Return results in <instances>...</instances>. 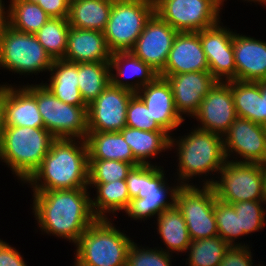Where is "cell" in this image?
<instances>
[{
  "label": "cell",
  "instance_id": "cell-1",
  "mask_svg": "<svg viewBox=\"0 0 266 266\" xmlns=\"http://www.w3.org/2000/svg\"><path fill=\"white\" fill-rule=\"evenodd\" d=\"M87 189L33 191L31 209L42 233L62 237L75 245L97 219Z\"/></svg>",
  "mask_w": 266,
  "mask_h": 266
},
{
  "label": "cell",
  "instance_id": "cell-2",
  "mask_svg": "<svg viewBox=\"0 0 266 266\" xmlns=\"http://www.w3.org/2000/svg\"><path fill=\"white\" fill-rule=\"evenodd\" d=\"M25 183H29L33 191L89 188L86 141L56 138L40 167Z\"/></svg>",
  "mask_w": 266,
  "mask_h": 266
},
{
  "label": "cell",
  "instance_id": "cell-3",
  "mask_svg": "<svg viewBox=\"0 0 266 266\" xmlns=\"http://www.w3.org/2000/svg\"><path fill=\"white\" fill-rule=\"evenodd\" d=\"M165 175L163 166L156 164L132 168L126 178L131 198L125 210L128 217L136 221H145L175 206L177 191L181 184L177 182V185L171 187Z\"/></svg>",
  "mask_w": 266,
  "mask_h": 266
},
{
  "label": "cell",
  "instance_id": "cell-4",
  "mask_svg": "<svg viewBox=\"0 0 266 266\" xmlns=\"http://www.w3.org/2000/svg\"><path fill=\"white\" fill-rule=\"evenodd\" d=\"M174 147L179 160L175 180L181 185H193L189 181L194 176L204 175L206 178L209 174L219 173L226 162L223 136L217 133L192 128L189 134L178 139L171 136L170 151Z\"/></svg>",
  "mask_w": 266,
  "mask_h": 266
},
{
  "label": "cell",
  "instance_id": "cell-5",
  "mask_svg": "<svg viewBox=\"0 0 266 266\" xmlns=\"http://www.w3.org/2000/svg\"><path fill=\"white\" fill-rule=\"evenodd\" d=\"M55 139L45 128L4 127L0 160L25 184L40 167Z\"/></svg>",
  "mask_w": 266,
  "mask_h": 266
},
{
  "label": "cell",
  "instance_id": "cell-6",
  "mask_svg": "<svg viewBox=\"0 0 266 266\" xmlns=\"http://www.w3.org/2000/svg\"><path fill=\"white\" fill-rule=\"evenodd\" d=\"M96 219L77 243L73 266H126L133 240L112 223Z\"/></svg>",
  "mask_w": 266,
  "mask_h": 266
},
{
  "label": "cell",
  "instance_id": "cell-7",
  "mask_svg": "<svg viewBox=\"0 0 266 266\" xmlns=\"http://www.w3.org/2000/svg\"><path fill=\"white\" fill-rule=\"evenodd\" d=\"M218 175L219 180L210 177L201 182L214 188L219 201L228 204L240 201H264L265 164L226 160Z\"/></svg>",
  "mask_w": 266,
  "mask_h": 266
},
{
  "label": "cell",
  "instance_id": "cell-8",
  "mask_svg": "<svg viewBox=\"0 0 266 266\" xmlns=\"http://www.w3.org/2000/svg\"><path fill=\"white\" fill-rule=\"evenodd\" d=\"M23 86L36 98L44 128L55 138L86 139L87 106L60 101L42 83Z\"/></svg>",
  "mask_w": 266,
  "mask_h": 266
},
{
  "label": "cell",
  "instance_id": "cell-9",
  "mask_svg": "<svg viewBox=\"0 0 266 266\" xmlns=\"http://www.w3.org/2000/svg\"><path fill=\"white\" fill-rule=\"evenodd\" d=\"M153 14L152 0H113L103 32L110 52L131 51Z\"/></svg>",
  "mask_w": 266,
  "mask_h": 266
},
{
  "label": "cell",
  "instance_id": "cell-10",
  "mask_svg": "<svg viewBox=\"0 0 266 266\" xmlns=\"http://www.w3.org/2000/svg\"><path fill=\"white\" fill-rule=\"evenodd\" d=\"M53 60L35 34L17 31L6 25L0 30V69L19 75L49 72Z\"/></svg>",
  "mask_w": 266,
  "mask_h": 266
},
{
  "label": "cell",
  "instance_id": "cell-11",
  "mask_svg": "<svg viewBox=\"0 0 266 266\" xmlns=\"http://www.w3.org/2000/svg\"><path fill=\"white\" fill-rule=\"evenodd\" d=\"M181 185L176 206L187 224L191 241L218 236L214 214L216 193L211 185ZM197 186V187H196Z\"/></svg>",
  "mask_w": 266,
  "mask_h": 266
},
{
  "label": "cell",
  "instance_id": "cell-12",
  "mask_svg": "<svg viewBox=\"0 0 266 266\" xmlns=\"http://www.w3.org/2000/svg\"><path fill=\"white\" fill-rule=\"evenodd\" d=\"M213 0H154V13L178 32H199L221 22Z\"/></svg>",
  "mask_w": 266,
  "mask_h": 266
},
{
  "label": "cell",
  "instance_id": "cell-13",
  "mask_svg": "<svg viewBox=\"0 0 266 266\" xmlns=\"http://www.w3.org/2000/svg\"><path fill=\"white\" fill-rule=\"evenodd\" d=\"M223 142L226 160L232 156L230 161L266 164V127L261 124L237 117L223 135Z\"/></svg>",
  "mask_w": 266,
  "mask_h": 266
},
{
  "label": "cell",
  "instance_id": "cell-14",
  "mask_svg": "<svg viewBox=\"0 0 266 266\" xmlns=\"http://www.w3.org/2000/svg\"><path fill=\"white\" fill-rule=\"evenodd\" d=\"M134 94L110 83L87 106L88 132H120L126 126L127 108Z\"/></svg>",
  "mask_w": 266,
  "mask_h": 266
},
{
  "label": "cell",
  "instance_id": "cell-15",
  "mask_svg": "<svg viewBox=\"0 0 266 266\" xmlns=\"http://www.w3.org/2000/svg\"><path fill=\"white\" fill-rule=\"evenodd\" d=\"M199 36L209 65V72L214 79L217 82L236 80L234 32L219 22L199 31Z\"/></svg>",
  "mask_w": 266,
  "mask_h": 266
},
{
  "label": "cell",
  "instance_id": "cell-16",
  "mask_svg": "<svg viewBox=\"0 0 266 266\" xmlns=\"http://www.w3.org/2000/svg\"><path fill=\"white\" fill-rule=\"evenodd\" d=\"M177 33V30L154 13L146 22L131 52L160 74Z\"/></svg>",
  "mask_w": 266,
  "mask_h": 266
},
{
  "label": "cell",
  "instance_id": "cell-17",
  "mask_svg": "<svg viewBox=\"0 0 266 266\" xmlns=\"http://www.w3.org/2000/svg\"><path fill=\"white\" fill-rule=\"evenodd\" d=\"M194 118L200 122L197 128L223 136L237 118L231 81L216 82L203 98Z\"/></svg>",
  "mask_w": 266,
  "mask_h": 266
},
{
  "label": "cell",
  "instance_id": "cell-18",
  "mask_svg": "<svg viewBox=\"0 0 266 266\" xmlns=\"http://www.w3.org/2000/svg\"><path fill=\"white\" fill-rule=\"evenodd\" d=\"M161 77L166 78L169 82L176 111L184 120L185 114L187 117L193 118L203 98L217 82L209 71L188 72Z\"/></svg>",
  "mask_w": 266,
  "mask_h": 266
},
{
  "label": "cell",
  "instance_id": "cell-19",
  "mask_svg": "<svg viewBox=\"0 0 266 266\" xmlns=\"http://www.w3.org/2000/svg\"><path fill=\"white\" fill-rule=\"evenodd\" d=\"M209 71L199 32H178L173 41L164 70L159 76Z\"/></svg>",
  "mask_w": 266,
  "mask_h": 266
},
{
  "label": "cell",
  "instance_id": "cell-20",
  "mask_svg": "<svg viewBox=\"0 0 266 266\" xmlns=\"http://www.w3.org/2000/svg\"><path fill=\"white\" fill-rule=\"evenodd\" d=\"M135 94L149 109L152 118L170 135L184 121L176 111L172 89L166 78L158 75Z\"/></svg>",
  "mask_w": 266,
  "mask_h": 266
},
{
  "label": "cell",
  "instance_id": "cell-21",
  "mask_svg": "<svg viewBox=\"0 0 266 266\" xmlns=\"http://www.w3.org/2000/svg\"><path fill=\"white\" fill-rule=\"evenodd\" d=\"M236 80L258 82L266 80V42L254 37L233 36Z\"/></svg>",
  "mask_w": 266,
  "mask_h": 266
},
{
  "label": "cell",
  "instance_id": "cell-22",
  "mask_svg": "<svg viewBox=\"0 0 266 266\" xmlns=\"http://www.w3.org/2000/svg\"><path fill=\"white\" fill-rule=\"evenodd\" d=\"M3 85L5 127L44 128L36 98L24 86Z\"/></svg>",
  "mask_w": 266,
  "mask_h": 266
},
{
  "label": "cell",
  "instance_id": "cell-23",
  "mask_svg": "<svg viewBox=\"0 0 266 266\" xmlns=\"http://www.w3.org/2000/svg\"><path fill=\"white\" fill-rule=\"evenodd\" d=\"M111 54L103 32L70 27L63 60L72 63L110 62Z\"/></svg>",
  "mask_w": 266,
  "mask_h": 266
},
{
  "label": "cell",
  "instance_id": "cell-24",
  "mask_svg": "<svg viewBox=\"0 0 266 266\" xmlns=\"http://www.w3.org/2000/svg\"><path fill=\"white\" fill-rule=\"evenodd\" d=\"M110 69L111 83L116 87L124 88L134 93L152 82L159 75L131 51L112 53ZM127 78L129 80L130 78L135 79H131L130 82L126 80Z\"/></svg>",
  "mask_w": 266,
  "mask_h": 266
},
{
  "label": "cell",
  "instance_id": "cell-25",
  "mask_svg": "<svg viewBox=\"0 0 266 266\" xmlns=\"http://www.w3.org/2000/svg\"><path fill=\"white\" fill-rule=\"evenodd\" d=\"M48 82L42 84L60 101L75 105L88 106L78 87V63L61 60H53L49 70Z\"/></svg>",
  "mask_w": 266,
  "mask_h": 266
},
{
  "label": "cell",
  "instance_id": "cell-26",
  "mask_svg": "<svg viewBox=\"0 0 266 266\" xmlns=\"http://www.w3.org/2000/svg\"><path fill=\"white\" fill-rule=\"evenodd\" d=\"M85 141L89 159L119 160L134 167L142 165L120 132H88Z\"/></svg>",
  "mask_w": 266,
  "mask_h": 266
},
{
  "label": "cell",
  "instance_id": "cell-27",
  "mask_svg": "<svg viewBox=\"0 0 266 266\" xmlns=\"http://www.w3.org/2000/svg\"><path fill=\"white\" fill-rule=\"evenodd\" d=\"M113 0H72L67 17L70 27L104 32Z\"/></svg>",
  "mask_w": 266,
  "mask_h": 266
},
{
  "label": "cell",
  "instance_id": "cell-28",
  "mask_svg": "<svg viewBox=\"0 0 266 266\" xmlns=\"http://www.w3.org/2000/svg\"><path fill=\"white\" fill-rule=\"evenodd\" d=\"M120 133L142 165H153L148 159L170 149L171 136L166 131H144L125 126Z\"/></svg>",
  "mask_w": 266,
  "mask_h": 266
},
{
  "label": "cell",
  "instance_id": "cell-29",
  "mask_svg": "<svg viewBox=\"0 0 266 266\" xmlns=\"http://www.w3.org/2000/svg\"><path fill=\"white\" fill-rule=\"evenodd\" d=\"M157 234L166 245L163 249L166 253H187V248L191 244V239L188 233L187 224L182 216V213L175 205L161 212L157 217Z\"/></svg>",
  "mask_w": 266,
  "mask_h": 266
},
{
  "label": "cell",
  "instance_id": "cell-30",
  "mask_svg": "<svg viewBox=\"0 0 266 266\" xmlns=\"http://www.w3.org/2000/svg\"><path fill=\"white\" fill-rule=\"evenodd\" d=\"M95 188L96 195L91 199V209L97 219H109L108 214L125 211L131 201L126 180L111 183H88Z\"/></svg>",
  "mask_w": 266,
  "mask_h": 266
},
{
  "label": "cell",
  "instance_id": "cell-31",
  "mask_svg": "<svg viewBox=\"0 0 266 266\" xmlns=\"http://www.w3.org/2000/svg\"><path fill=\"white\" fill-rule=\"evenodd\" d=\"M110 83V62L78 63V87L87 105L92 103Z\"/></svg>",
  "mask_w": 266,
  "mask_h": 266
},
{
  "label": "cell",
  "instance_id": "cell-32",
  "mask_svg": "<svg viewBox=\"0 0 266 266\" xmlns=\"http://www.w3.org/2000/svg\"><path fill=\"white\" fill-rule=\"evenodd\" d=\"M8 25L13 29L35 34L51 17L36 3L10 0Z\"/></svg>",
  "mask_w": 266,
  "mask_h": 266
},
{
  "label": "cell",
  "instance_id": "cell-33",
  "mask_svg": "<svg viewBox=\"0 0 266 266\" xmlns=\"http://www.w3.org/2000/svg\"><path fill=\"white\" fill-rule=\"evenodd\" d=\"M70 29L67 18H50L35 36L52 60L64 59Z\"/></svg>",
  "mask_w": 266,
  "mask_h": 266
},
{
  "label": "cell",
  "instance_id": "cell-34",
  "mask_svg": "<svg viewBox=\"0 0 266 266\" xmlns=\"http://www.w3.org/2000/svg\"><path fill=\"white\" fill-rule=\"evenodd\" d=\"M230 246L218 235L191 241L187 248L188 266H219Z\"/></svg>",
  "mask_w": 266,
  "mask_h": 266
},
{
  "label": "cell",
  "instance_id": "cell-35",
  "mask_svg": "<svg viewBox=\"0 0 266 266\" xmlns=\"http://www.w3.org/2000/svg\"><path fill=\"white\" fill-rule=\"evenodd\" d=\"M214 214L218 228V235L229 246H245L235 242L240 239L238 237L245 236L243 230H240L239 215L235 213L234 207L231 204L224 203L216 199L214 201Z\"/></svg>",
  "mask_w": 266,
  "mask_h": 266
},
{
  "label": "cell",
  "instance_id": "cell-36",
  "mask_svg": "<svg viewBox=\"0 0 266 266\" xmlns=\"http://www.w3.org/2000/svg\"><path fill=\"white\" fill-rule=\"evenodd\" d=\"M231 93L237 117L251 121L255 116L256 98L260 93V81L231 80Z\"/></svg>",
  "mask_w": 266,
  "mask_h": 266
},
{
  "label": "cell",
  "instance_id": "cell-37",
  "mask_svg": "<svg viewBox=\"0 0 266 266\" xmlns=\"http://www.w3.org/2000/svg\"><path fill=\"white\" fill-rule=\"evenodd\" d=\"M134 166L119 160L89 159V183H111L126 180Z\"/></svg>",
  "mask_w": 266,
  "mask_h": 266
},
{
  "label": "cell",
  "instance_id": "cell-38",
  "mask_svg": "<svg viewBox=\"0 0 266 266\" xmlns=\"http://www.w3.org/2000/svg\"><path fill=\"white\" fill-rule=\"evenodd\" d=\"M264 201H240L232 203L235 213L239 215L240 230L245 235L259 231L265 227L266 209ZM263 207V208H262Z\"/></svg>",
  "mask_w": 266,
  "mask_h": 266
},
{
  "label": "cell",
  "instance_id": "cell-39",
  "mask_svg": "<svg viewBox=\"0 0 266 266\" xmlns=\"http://www.w3.org/2000/svg\"><path fill=\"white\" fill-rule=\"evenodd\" d=\"M132 242L127 256L126 266H172V254L166 253L162 247L145 248Z\"/></svg>",
  "mask_w": 266,
  "mask_h": 266
},
{
  "label": "cell",
  "instance_id": "cell-40",
  "mask_svg": "<svg viewBox=\"0 0 266 266\" xmlns=\"http://www.w3.org/2000/svg\"><path fill=\"white\" fill-rule=\"evenodd\" d=\"M126 126L144 131H165L152 118L144 102L134 94L128 104Z\"/></svg>",
  "mask_w": 266,
  "mask_h": 266
},
{
  "label": "cell",
  "instance_id": "cell-41",
  "mask_svg": "<svg viewBox=\"0 0 266 266\" xmlns=\"http://www.w3.org/2000/svg\"><path fill=\"white\" fill-rule=\"evenodd\" d=\"M249 246L247 243L245 246H230L219 266H254Z\"/></svg>",
  "mask_w": 266,
  "mask_h": 266
},
{
  "label": "cell",
  "instance_id": "cell-42",
  "mask_svg": "<svg viewBox=\"0 0 266 266\" xmlns=\"http://www.w3.org/2000/svg\"><path fill=\"white\" fill-rule=\"evenodd\" d=\"M0 266H27L16 248L0 239Z\"/></svg>",
  "mask_w": 266,
  "mask_h": 266
},
{
  "label": "cell",
  "instance_id": "cell-43",
  "mask_svg": "<svg viewBox=\"0 0 266 266\" xmlns=\"http://www.w3.org/2000/svg\"><path fill=\"white\" fill-rule=\"evenodd\" d=\"M51 18H67L70 0H42L37 3Z\"/></svg>",
  "mask_w": 266,
  "mask_h": 266
},
{
  "label": "cell",
  "instance_id": "cell-44",
  "mask_svg": "<svg viewBox=\"0 0 266 266\" xmlns=\"http://www.w3.org/2000/svg\"><path fill=\"white\" fill-rule=\"evenodd\" d=\"M251 121L266 127V80L260 81V93L256 98L255 116Z\"/></svg>",
  "mask_w": 266,
  "mask_h": 266
},
{
  "label": "cell",
  "instance_id": "cell-45",
  "mask_svg": "<svg viewBox=\"0 0 266 266\" xmlns=\"http://www.w3.org/2000/svg\"><path fill=\"white\" fill-rule=\"evenodd\" d=\"M4 107V85L0 84V141L5 127Z\"/></svg>",
  "mask_w": 266,
  "mask_h": 266
},
{
  "label": "cell",
  "instance_id": "cell-46",
  "mask_svg": "<svg viewBox=\"0 0 266 266\" xmlns=\"http://www.w3.org/2000/svg\"><path fill=\"white\" fill-rule=\"evenodd\" d=\"M4 6H6L4 1L0 0V30L4 28L6 25H8L9 8H6Z\"/></svg>",
  "mask_w": 266,
  "mask_h": 266
},
{
  "label": "cell",
  "instance_id": "cell-47",
  "mask_svg": "<svg viewBox=\"0 0 266 266\" xmlns=\"http://www.w3.org/2000/svg\"><path fill=\"white\" fill-rule=\"evenodd\" d=\"M243 1H247L249 3L250 2H254V3L256 2L257 3L258 2V4H261V5L263 4L266 6V0H243Z\"/></svg>",
  "mask_w": 266,
  "mask_h": 266
},
{
  "label": "cell",
  "instance_id": "cell-48",
  "mask_svg": "<svg viewBox=\"0 0 266 266\" xmlns=\"http://www.w3.org/2000/svg\"><path fill=\"white\" fill-rule=\"evenodd\" d=\"M220 8L222 7V6H224L223 4H224V1H226V0H213Z\"/></svg>",
  "mask_w": 266,
  "mask_h": 266
},
{
  "label": "cell",
  "instance_id": "cell-49",
  "mask_svg": "<svg viewBox=\"0 0 266 266\" xmlns=\"http://www.w3.org/2000/svg\"><path fill=\"white\" fill-rule=\"evenodd\" d=\"M265 176H266V164H265ZM264 204H266V181H265V197H264Z\"/></svg>",
  "mask_w": 266,
  "mask_h": 266
},
{
  "label": "cell",
  "instance_id": "cell-50",
  "mask_svg": "<svg viewBox=\"0 0 266 266\" xmlns=\"http://www.w3.org/2000/svg\"><path fill=\"white\" fill-rule=\"evenodd\" d=\"M24 1L37 4L39 1H42V0H24Z\"/></svg>",
  "mask_w": 266,
  "mask_h": 266
}]
</instances>
